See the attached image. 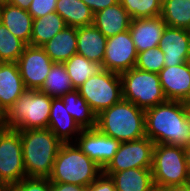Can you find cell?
<instances>
[{"instance_id":"31","label":"cell","mask_w":190,"mask_h":191,"mask_svg":"<svg viewBox=\"0 0 190 191\" xmlns=\"http://www.w3.org/2000/svg\"><path fill=\"white\" fill-rule=\"evenodd\" d=\"M132 19L161 16L160 0H119Z\"/></svg>"},{"instance_id":"39","label":"cell","mask_w":190,"mask_h":191,"mask_svg":"<svg viewBox=\"0 0 190 191\" xmlns=\"http://www.w3.org/2000/svg\"><path fill=\"white\" fill-rule=\"evenodd\" d=\"M162 191H190V183L185 185L169 186L160 188Z\"/></svg>"},{"instance_id":"36","label":"cell","mask_w":190,"mask_h":191,"mask_svg":"<svg viewBox=\"0 0 190 191\" xmlns=\"http://www.w3.org/2000/svg\"><path fill=\"white\" fill-rule=\"evenodd\" d=\"M92 11L93 14L109 6L119 3V0H82Z\"/></svg>"},{"instance_id":"11","label":"cell","mask_w":190,"mask_h":191,"mask_svg":"<svg viewBox=\"0 0 190 191\" xmlns=\"http://www.w3.org/2000/svg\"><path fill=\"white\" fill-rule=\"evenodd\" d=\"M137 51L129 30L107 38L101 68L121 74L135 67Z\"/></svg>"},{"instance_id":"45","label":"cell","mask_w":190,"mask_h":191,"mask_svg":"<svg viewBox=\"0 0 190 191\" xmlns=\"http://www.w3.org/2000/svg\"><path fill=\"white\" fill-rule=\"evenodd\" d=\"M151 191H162L160 188H153Z\"/></svg>"},{"instance_id":"29","label":"cell","mask_w":190,"mask_h":191,"mask_svg":"<svg viewBox=\"0 0 190 191\" xmlns=\"http://www.w3.org/2000/svg\"><path fill=\"white\" fill-rule=\"evenodd\" d=\"M74 89L79 88L89 77L100 71L101 65L75 54L63 63Z\"/></svg>"},{"instance_id":"25","label":"cell","mask_w":190,"mask_h":191,"mask_svg":"<svg viewBox=\"0 0 190 191\" xmlns=\"http://www.w3.org/2000/svg\"><path fill=\"white\" fill-rule=\"evenodd\" d=\"M65 27H67L66 22L57 12L33 19L30 45L42 47Z\"/></svg>"},{"instance_id":"26","label":"cell","mask_w":190,"mask_h":191,"mask_svg":"<svg viewBox=\"0 0 190 191\" xmlns=\"http://www.w3.org/2000/svg\"><path fill=\"white\" fill-rule=\"evenodd\" d=\"M55 12L67 26L78 28L93 25L94 14L82 0H57Z\"/></svg>"},{"instance_id":"24","label":"cell","mask_w":190,"mask_h":191,"mask_svg":"<svg viewBox=\"0 0 190 191\" xmlns=\"http://www.w3.org/2000/svg\"><path fill=\"white\" fill-rule=\"evenodd\" d=\"M68 113L82 129H94L97 125V115L86 100L74 89L60 97Z\"/></svg>"},{"instance_id":"40","label":"cell","mask_w":190,"mask_h":191,"mask_svg":"<svg viewBox=\"0 0 190 191\" xmlns=\"http://www.w3.org/2000/svg\"><path fill=\"white\" fill-rule=\"evenodd\" d=\"M184 155H185V161L187 163L188 172L190 175V144L188 146L183 147Z\"/></svg>"},{"instance_id":"30","label":"cell","mask_w":190,"mask_h":191,"mask_svg":"<svg viewBox=\"0 0 190 191\" xmlns=\"http://www.w3.org/2000/svg\"><path fill=\"white\" fill-rule=\"evenodd\" d=\"M26 46L0 22V62H17Z\"/></svg>"},{"instance_id":"41","label":"cell","mask_w":190,"mask_h":191,"mask_svg":"<svg viewBox=\"0 0 190 191\" xmlns=\"http://www.w3.org/2000/svg\"><path fill=\"white\" fill-rule=\"evenodd\" d=\"M0 191H10V188H8L2 181H0Z\"/></svg>"},{"instance_id":"33","label":"cell","mask_w":190,"mask_h":191,"mask_svg":"<svg viewBox=\"0 0 190 191\" xmlns=\"http://www.w3.org/2000/svg\"><path fill=\"white\" fill-rule=\"evenodd\" d=\"M10 191H51V182L48 178L25 177Z\"/></svg>"},{"instance_id":"8","label":"cell","mask_w":190,"mask_h":191,"mask_svg":"<svg viewBox=\"0 0 190 191\" xmlns=\"http://www.w3.org/2000/svg\"><path fill=\"white\" fill-rule=\"evenodd\" d=\"M77 90L96 115L122 99L120 74L105 69L89 77Z\"/></svg>"},{"instance_id":"37","label":"cell","mask_w":190,"mask_h":191,"mask_svg":"<svg viewBox=\"0 0 190 191\" xmlns=\"http://www.w3.org/2000/svg\"><path fill=\"white\" fill-rule=\"evenodd\" d=\"M51 191H87V187L70 183H51Z\"/></svg>"},{"instance_id":"27","label":"cell","mask_w":190,"mask_h":191,"mask_svg":"<svg viewBox=\"0 0 190 191\" xmlns=\"http://www.w3.org/2000/svg\"><path fill=\"white\" fill-rule=\"evenodd\" d=\"M72 90H74V87L65 65L63 63L54 62L39 91L46 93L52 98H57Z\"/></svg>"},{"instance_id":"32","label":"cell","mask_w":190,"mask_h":191,"mask_svg":"<svg viewBox=\"0 0 190 191\" xmlns=\"http://www.w3.org/2000/svg\"><path fill=\"white\" fill-rule=\"evenodd\" d=\"M164 66V53L160 47L150 48L137 54L135 67L140 70L158 74Z\"/></svg>"},{"instance_id":"13","label":"cell","mask_w":190,"mask_h":191,"mask_svg":"<svg viewBox=\"0 0 190 191\" xmlns=\"http://www.w3.org/2000/svg\"><path fill=\"white\" fill-rule=\"evenodd\" d=\"M78 148L102 169L116 154L121 142L104 135L97 128L83 129L80 133Z\"/></svg>"},{"instance_id":"42","label":"cell","mask_w":190,"mask_h":191,"mask_svg":"<svg viewBox=\"0 0 190 191\" xmlns=\"http://www.w3.org/2000/svg\"><path fill=\"white\" fill-rule=\"evenodd\" d=\"M0 121H5V113L1 108H0Z\"/></svg>"},{"instance_id":"4","label":"cell","mask_w":190,"mask_h":191,"mask_svg":"<svg viewBox=\"0 0 190 191\" xmlns=\"http://www.w3.org/2000/svg\"><path fill=\"white\" fill-rule=\"evenodd\" d=\"M102 173L103 169L96 162L78 146L73 147L69 142L61 145L48 179L51 183H70L88 187Z\"/></svg>"},{"instance_id":"38","label":"cell","mask_w":190,"mask_h":191,"mask_svg":"<svg viewBox=\"0 0 190 191\" xmlns=\"http://www.w3.org/2000/svg\"><path fill=\"white\" fill-rule=\"evenodd\" d=\"M32 0H8L7 3L17 6L23 10L29 9L30 3Z\"/></svg>"},{"instance_id":"28","label":"cell","mask_w":190,"mask_h":191,"mask_svg":"<svg viewBox=\"0 0 190 191\" xmlns=\"http://www.w3.org/2000/svg\"><path fill=\"white\" fill-rule=\"evenodd\" d=\"M161 17L168 27L190 28V0H165Z\"/></svg>"},{"instance_id":"35","label":"cell","mask_w":190,"mask_h":191,"mask_svg":"<svg viewBox=\"0 0 190 191\" xmlns=\"http://www.w3.org/2000/svg\"><path fill=\"white\" fill-rule=\"evenodd\" d=\"M87 191H116L114 181L107 175L101 174L88 187Z\"/></svg>"},{"instance_id":"10","label":"cell","mask_w":190,"mask_h":191,"mask_svg":"<svg viewBox=\"0 0 190 191\" xmlns=\"http://www.w3.org/2000/svg\"><path fill=\"white\" fill-rule=\"evenodd\" d=\"M154 142L148 137L121 142L116 154L103 168V174L111 176L115 172L133 168H152Z\"/></svg>"},{"instance_id":"3","label":"cell","mask_w":190,"mask_h":191,"mask_svg":"<svg viewBox=\"0 0 190 191\" xmlns=\"http://www.w3.org/2000/svg\"><path fill=\"white\" fill-rule=\"evenodd\" d=\"M96 128L120 142L145 137V110L121 99L97 115Z\"/></svg>"},{"instance_id":"23","label":"cell","mask_w":190,"mask_h":191,"mask_svg":"<svg viewBox=\"0 0 190 191\" xmlns=\"http://www.w3.org/2000/svg\"><path fill=\"white\" fill-rule=\"evenodd\" d=\"M116 191H151L155 188L151 168H133L113 173Z\"/></svg>"},{"instance_id":"21","label":"cell","mask_w":190,"mask_h":191,"mask_svg":"<svg viewBox=\"0 0 190 191\" xmlns=\"http://www.w3.org/2000/svg\"><path fill=\"white\" fill-rule=\"evenodd\" d=\"M53 62L64 63L77 54V28L65 27L42 46Z\"/></svg>"},{"instance_id":"6","label":"cell","mask_w":190,"mask_h":191,"mask_svg":"<svg viewBox=\"0 0 190 191\" xmlns=\"http://www.w3.org/2000/svg\"><path fill=\"white\" fill-rule=\"evenodd\" d=\"M151 171L156 188L190 183L184 150L180 146L155 144Z\"/></svg>"},{"instance_id":"17","label":"cell","mask_w":190,"mask_h":191,"mask_svg":"<svg viewBox=\"0 0 190 191\" xmlns=\"http://www.w3.org/2000/svg\"><path fill=\"white\" fill-rule=\"evenodd\" d=\"M26 90L16 62H0V108L6 113Z\"/></svg>"},{"instance_id":"46","label":"cell","mask_w":190,"mask_h":191,"mask_svg":"<svg viewBox=\"0 0 190 191\" xmlns=\"http://www.w3.org/2000/svg\"><path fill=\"white\" fill-rule=\"evenodd\" d=\"M8 0H0V3H2V2H7Z\"/></svg>"},{"instance_id":"7","label":"cell","mask_w":190,"mask_h":191,"mask_svg":"<svg viewBox=\"0 0 190 191\" xmlns=\"http://www.w3.org/2000/svg\"><path fill=\"white\" fill-rule=\"evenodd\" d=\"M122 99L132 102L144 110L167 101L156 73L136 67L120 74Z\"/></svg>"},{"instance_id":"44","label":"cell","mask_w":190,"mask_h":191,"mask_svg":"<svg viewBox=\"0 0 190 191\" xmlns=\"http://www.w3.org/2000/svg\"><path fill=\"white\" fill-rule=\"evenodd\" d=\"M187 107H188V111H189V116H190V101L186 102Z\"/></svg>"},{"instance_id":"18","label":"cell","mask_w":190,"mask_h":191,"mask_svg":"<svg viewBox=\"0 0 190 191\" xmlns=\"http://www.w3.org/2000/svg\"><path fill=\"white\" fill-rule=\"evenodd\" d=\"M131 20L127 10L119 2L96 12L93 25L108 38L129 30Z\"/></svg>"},{"instance_id":"1","label":"cell","mask_w":190,"mask_h":191,"mask_svg":"<svg viewBox=\"0 0 190 191\" xmlns=\"http://www.w3.org/2000/svg\"><path fill=\"white\" fill-rule=\"evenodd\" d=\"M145 135L154 144H190V116L186 102L167 100L145 110Z\"/></svg>"},{"instance_id":"19","label":"cell","mask_w":190,"mask_h":191,"mask_svg":"<svg viewBox=\"0 0 190 191\" xmlns=\"http://www.w3.org/2000/svg\"><path fill=\"white\" fill-rule=\"evenodd\" d=\"M0 22L20 40L30 45L33 17L27 10L7 2L0 3Z\"/></svg>"},{"instance_id":"9","label":"cell","mask_w":190,"mask_h":191,"mask_svg":"<svg viewBox=\"0 0 190 191\" xmlns=\"http://www.w3.org/2000/svg\"><path fill=\"white\" fill-rule=\"evenodd\" d=\"M26 176L20 130H0V181L12 188Z\"/></svg>"},{"instance_id":"20","label":"cell","mask_w":190,"mask_h":191,"mask_svg":"<svg viewBox=\"0 0 190 191\" xmlns=\"http://www.w3.org/2000/svg\"><path fill=\"white\" fill-rule=\"evenodd\" d=\"M107 38L94 25L77 28V54L102 65Z\"/></svg>"},{"instance_id":"15","label":"cell","mask_w":190,"mask_h":191,"mask_svg":"<svg viewBox=\"0 0 190 191\" xmlns=\"http://www.w3.org/2000/svg\"><path fill=\"white\" fill-rule=\"evenodd\" d=\"M159 47L164 53V65L176 66L190 61V32L168 27L163 31Z\"/></svg>"},{"instance_id":"5","label":"cell","mask_w":190,"mask_h":191,"mask_svg":"<svg viewBox=\"0 0 190 191\" xmlns=\"http://www.w3.org/2000/svg\"><path fill=\"white\" fill-rule=\"evenodd\" d=\"M52 97L26 89L5 113L6 127L16 130L48 128Z\"/></svg>"},{"instance_id":"34","label":"cell","mask_w":190,"mask_h":191,"mask_svg":"<svg viewBox=\"0 0 190 191\" xmlns=\"http://www.w3.org/2000/svg\"><path fill=\"white\" fill-rule=\"evenodd\" d=\"M57 0H32L28 12L33 19L55 12Z\"/></svg>"},{"instance_id":"14","label":"cell","mask_w":190,"mask_h":191,"mask_svg":"<svg viewBox=\"0 0 190 191\" xmlns=\"http://www.w3.org/2000/svg\"><path fill=\"white\" fill-rule=\"evenodd\" d=\"M158 76L167 100L190 101V61L176 66H164Z\"/></svg>"},{"instance_id":"2","label":"cell","mask_w":190,"mask_h":191,"mask_svg":"<svg viewBox=\"0 0 190 191\" xmlns=\"http://www.w3.org/2000/svg\"><path fill=\"white\" fill-rule=\"evenodd\" d=\"M27 177L49 178L63 144L49 129L20 130Z\"/></svg>"},{"instance_id":"22","label":"cell","mask_w":190,"mask_h":191,"mask_svg":"<svg viewBox=\"0 0 190 191\" xmlns=\"http://www.w3.org/2000/svg\"><path fill=\"white\" fill-rule=\"evenodd\" d=\"M48 128L62 143H69V135L83 130L68 113L60 97L52 98Z\"/></svg>"},{"instance_id":"43","label":"cell","mask_w":190,"mask_h":191,"mask_svg":"<svg viewBox=\"0 0 190 191\" xmlns=\"http://www.w3.org/2000/svg\"><path fill=\"white\" fill-rule=\"evenodd\" d=\"M6 127V121H0V130Z\"/></svg>"},{"instance_id":"12","label":"cell","mask_w":190,"mask_h":191,"mask_svg":"<svg viewBox=\"0 0 190 191\" xmlns=\"http://www.w3.org/2000/svg\"><path fill=\"white\" fill-rule=\"evenodd\" d=\"M16 63L26 89L39 90L54 62L42 47L27 45Z\"/></svg>"},{"instance_id":"16","label":"cell","mask_w":190,"mask_h":191,"mask_svg":"<svg viewBox=\"0 0 190 191\" xmlns=\"http://www.w3.org/2000/svg\"><path fill=\"white\" fill-rule=\"evenodd\" d=\"M166 26L161 16L132 19L129 32L137 53L159 47Z\"/></svg>"}]
</instances>
